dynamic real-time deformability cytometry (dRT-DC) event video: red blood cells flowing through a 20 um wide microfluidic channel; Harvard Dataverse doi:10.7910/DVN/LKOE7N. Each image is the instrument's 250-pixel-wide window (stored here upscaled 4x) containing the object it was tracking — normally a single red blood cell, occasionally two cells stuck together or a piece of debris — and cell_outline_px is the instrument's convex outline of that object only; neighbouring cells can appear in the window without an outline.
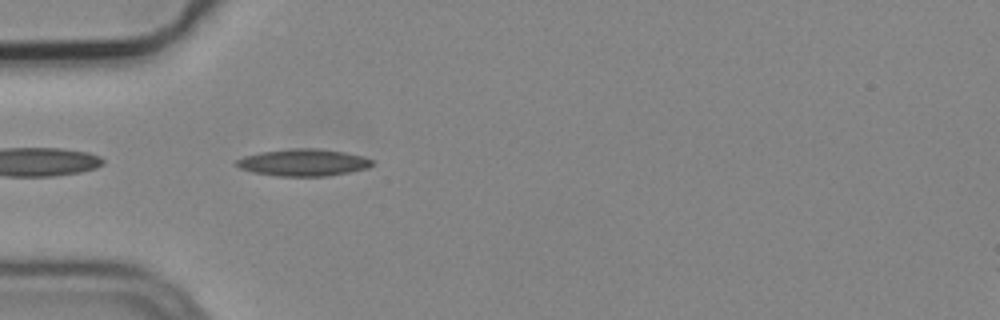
{"species": "common noctule bat (a hibernating species)", "species_latin": "Nyctalus noctula", "temperature_condition": "cold", "stored_images_in_passage": 5, "camera_frame_rate_fps": 3000, "um_per_image_px": 0.085, "animal": {"sex": "male", "body_mass_g": 19.2, "forearm_length_mm": 51.8}, "frame": {"image": 1, "passage_image": 5, "time_ms": 1.333, "image_size_px": [1000, 320], "cell_outline_px": [[372, 164], [368, 168], [348, 172], [324, 176], [276, 176], [252, 172], [240, 168], [236, 164], [236, 160], [244, 156], [260, 152], [292, 148], [316, 148], [344, 152], [360, 156], [372, 160]], "centroid_in_image_um": [25.74, 13.81], "position_along_channel_um": 59.3, "area_um2": 21.15}}